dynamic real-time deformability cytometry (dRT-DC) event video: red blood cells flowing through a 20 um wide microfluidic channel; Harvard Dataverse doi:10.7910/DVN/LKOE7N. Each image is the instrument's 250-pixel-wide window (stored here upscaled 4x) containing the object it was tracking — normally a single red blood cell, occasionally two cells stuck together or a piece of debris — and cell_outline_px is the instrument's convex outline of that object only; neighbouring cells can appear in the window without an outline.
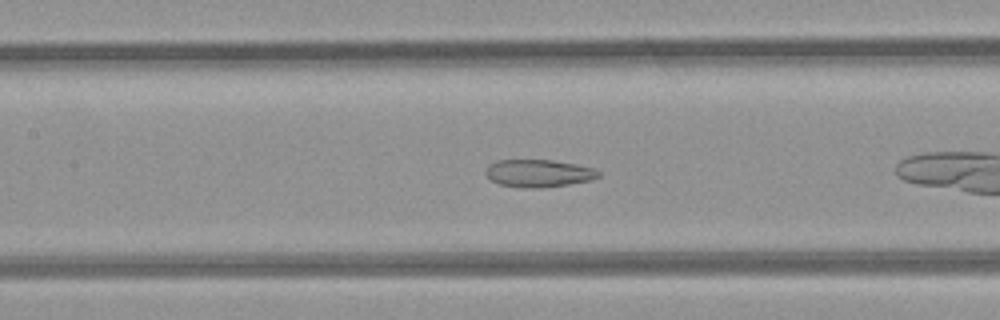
{"species": "common noctule bat (a hibernating species)", "species_latin": "Nyctalus noctula", "temperature_condition": "room temperature", "stored_images_in_passage": 18, "camera_frame_rate_fps": 3000, "um_per_image_px": 0.085, "animal": {"sex": "female", "body_mass_g": 21.9}, "frame": {"image": 1, "passage_image": 8, "time_ms": 2.333, "image_size_px": [1000, 320], "cell_outline_px": [[600, 176], [592, 180], [568, 184], [540, 188], [516, 188], [500, 184], [492, 180], [484, 172], [488, 164], [496, 160], [552, 160], [576, 164], [596, 168], [600, 172]], "centroid_in_image_um": [45.78, 14.73], "position_along_channel_um": 161.6, "area_um2": 18.32}}